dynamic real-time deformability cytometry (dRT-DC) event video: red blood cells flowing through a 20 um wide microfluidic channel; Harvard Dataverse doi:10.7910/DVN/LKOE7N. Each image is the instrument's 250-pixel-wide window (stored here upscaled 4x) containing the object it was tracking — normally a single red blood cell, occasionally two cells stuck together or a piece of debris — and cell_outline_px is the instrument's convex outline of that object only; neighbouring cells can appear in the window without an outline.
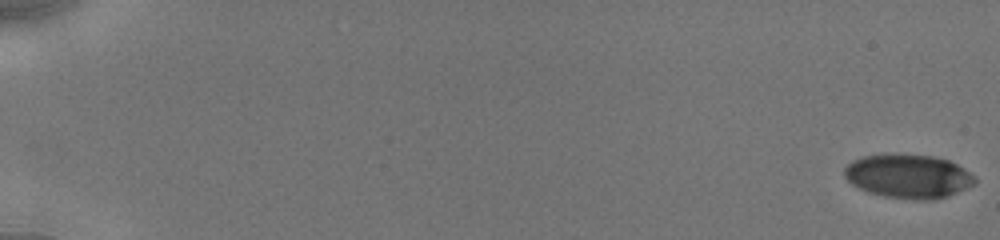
{"species": "human", "species_latin": "Homo sapiens", "temperature_condition": "cold", "stored_images_in_passage": 29, "camera_frame_rate_fps": 3000, "um_per_image_px": 0.085, "donor": {"sex": "male"}, "frame": {"image": 1, "passage_image": 1, "time_ms": 0.0, "image_size_px": [1000, 240], "cell_outline_px": [[976, 184], [948, 196], [932, 200], [916, 200], [884, 196], [868, 192], [852, 184], [844, 176], [844, 168], [852, 160], [860, 156], [932, 156], [948, 160], [964, 168], [976, 176]], "centroid_in_image_um": [77.24, 15.01], "position_along_channel_um": 7.8, "area_um2": 32.89}}
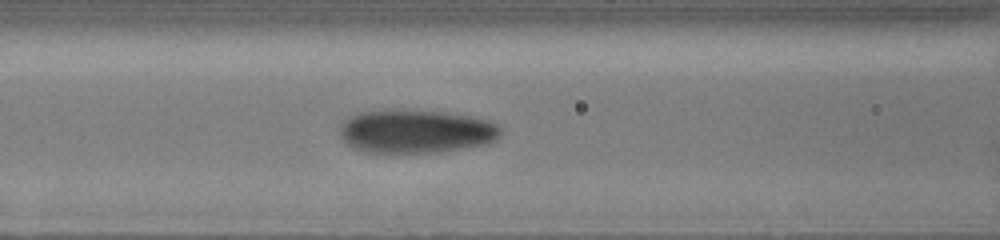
{"frame": {"image": 2, "passage_image": 21, "time_ms": 8.333, "image_size_px": [1000, 240], "cell_outline_px": [[500, 136], [496, 140], [488, 144], [440, 152], [360, 152], [352, 148], [340, 136], [340, 124], [348, 116], [360, 112], [392, 108], [448, 112], [472, 116], [488, 120], [500, 124]], "centroid_in_image_um": [35.35, 11.14], "position_along_channel_um": 131.3, "area_um2": 41.62}}
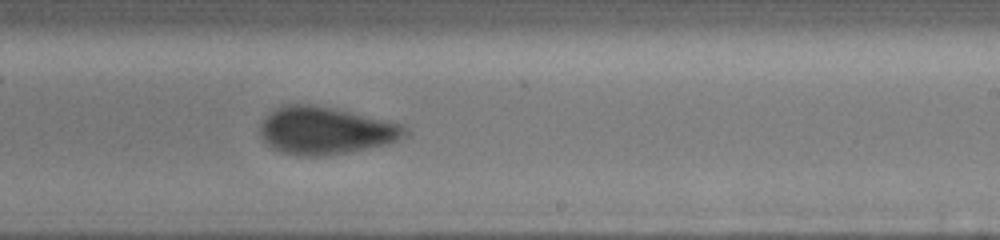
{"frame": {"image": 3, "passage_image": 29, "time_ms": 11.667, "image_size_px": [1000, 240], "cell_outline_px": [[408, 128], [404, 136], [388, 144], [348, 152], [324, 156], [296, 156], [280, 152], [272, 148], [264, 140], [260, 132], [260, 124], [276, 108], [284, 104], [312, 104], [332, 108], [388, 120], [404, 124]], "centroid_in_image_um": [27.68, 11.11], "position_along_channel_um": 261.3, "area_um2": 40.0}}